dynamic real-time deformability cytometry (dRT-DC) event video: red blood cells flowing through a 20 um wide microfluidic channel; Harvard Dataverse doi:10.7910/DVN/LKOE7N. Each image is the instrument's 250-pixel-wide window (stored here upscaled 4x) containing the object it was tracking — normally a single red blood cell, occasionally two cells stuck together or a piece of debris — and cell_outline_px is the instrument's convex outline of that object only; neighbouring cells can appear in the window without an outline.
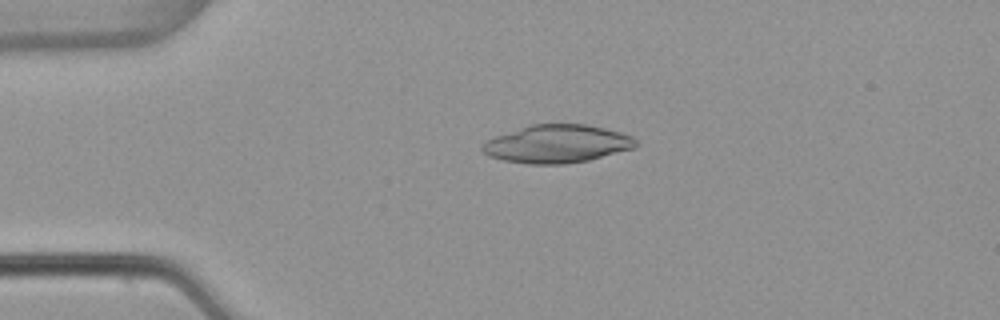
{"species": "common noctule bat (a hibernating species)", "species_latin": "Nyctalus noctula", "temperature_condition": "warm", "stored_images_in_passage": 52, "camera_frame_rate_fps": 3000, "um_per_image_px": 0.085, "animal": {"sex": "female", "body_mass_g": 22.7, "forearm_length_mm": 54.2}, "frame": {"image": 1, "passage_image": 12, "time_ms": 3.667, "image_size_px": [1000, 320], "cell_outline_px": [[636, 148], [588, 160], [564, 164], [528, 164], [504, 160], [488, 156], [480, 148], [488, 140], [496, 136], [532, 124], [588, 124], [620, 132], [632, 136], [636, 140]], "centroid_in_image_um": [47.38, 12.23], "position_along_channel_um": 37.6, "area_um2": 33.81}}
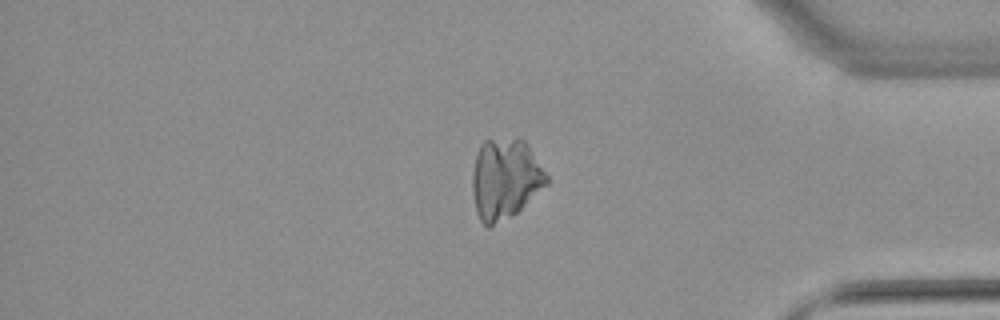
{"frame": {"image": 2, "passage_image": 44, "time_ms": 14.333, "image_size_px": [1000, 320], "cell_outline_px": [[548, 184], [512, 216], [488, 228], [480, 220], [476, 212], [472, 192], [472, 172], [476, 156], [480, 144], [484, 140], [516, 136], [520, 136], [528, 144], [548, 176]], "centroid_in_image_um": [42.93, 15.17], "position_along_channel_um": 392.3, "area_um2": 35.32}}
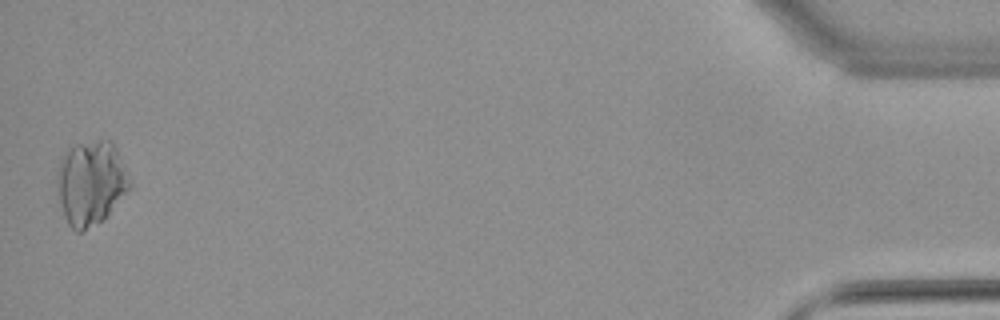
{"frame": {"image": 3, "passage_image": 52, "time_ms": 17.0, "image_size_px": [1000, 320], "cell_outline_px": [[132, 184], [128, 192], [104, 220], [80, 232], [76, 232], [68, 224], [64, 216], [60, 204], [56, 184], [56, 172], [60, 160], [68, 148], [76, 144], [100, 140], [112, 140], [116, 148]], "centroid_in_image_um": [7.72, 15.55], "position_along_channel_um": 427.5, "area_um2": 36.01}}